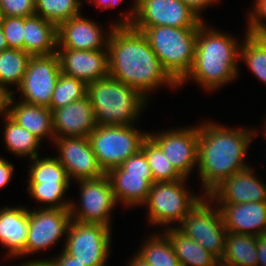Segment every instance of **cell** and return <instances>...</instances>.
<instances>
[{
  "mask_svg": "<svg viewBox=\"0 0 266 266\" xmlns=\"http://www.w3.org/2000/svg\"><path fill=\"white\" fill-rule=\"evenodd\" d=\"M109 76L137 89L145 98L163 84H178L161 67L147 38L130 25H116L108 38Z\"/></svg>",
  "mask_w": 266,
  "mask_h": 266,
  "instance_id": "6da1fadb",
  "label": "cell"
},
{
  "mask_svg": "<svg viewBox=\"0 0 266 266\" xmlns=\"http://www.w3.org/2000/svg\"><path fill=\"white\" fill-rule=\"evenodd\" d=\"M202 124H199L197 166L205 196L224 179L248 167L245 156L257 130L230 129L211 122Z\"/></svg>",
  "mask_w": 266,
  "mask_h": 266,
  "instance_id": "7a4b0ae2",
  "label": "cell"
},
{
  "mask_svg": "<svg viewBox=\"0 0 266 266\" xmlns=\"http://www.w3.org/2000/svg\"><path fill=\"white\" fill-rule=\"evenodd\" d=\"M239 57L240 44L231 35L209 28L203 22L198 28L193 66L178 87L194 79L205 90L219 89L239 75Z\"/></svg>",
  "mask_w": 266,
  "mask_h": 266,
  "instance_id": "3957f363",
  "label": "cell"
},
{
  "mask_svg": "<svg viewBox=\"0 0 266 266\" xmlns=\"http://www.w3.org/2000/svg\"><path fill=\"white\" fill-rule=\"evenodd\" d=\"M97 125H132L140 116L147 98L137 89L108 76L87 84Z\"/></svg>",
  "mask_w": 266,
  "mask_h": 266,
  "instance_id": "277c9868",
  "label": "cell"
},
{
  "mask_svg": "<svg viewBox=\"0 0 266 266\" xmlns=\"http://www.w3.org/2000/svg\"><path fill=\"white\" fill-rule=\"evenodd\" d=\"M132 28L142 32L159 59L161 67L179 84L193 66L198 28L170 26Z\"/></svg>",
  "mask_w": 266,
  "mask_h": 266,
  "instance_id": "5b68a950",
  "label": "cell"
},
{
  "mask_svg": "<svg viewBox=\"0 0 266 266\" xmlns=\"http://www.w3.org/2000/svg\"><path fill=\"white\" fill-rule=\"evenodd\" d=\"M147 136V132L135 129L133 124L97 125L88 138L100 167L107 173L136 154Z\"/></svg>",
  "mask_w": 266,
  "mask_h": 266,
  "instance_id": "8992f818",
  "label": "cell"
},
{
  "mask_svg": "<svg viewBox=\"0 0 266 266\" xmlns=\"http://www.w3.org/2000/svg\"><path fill=\"white\" fill-rule=\"evenodd\" d=\"M187 178L174 182H155L152 184L147 200L149 222L154 225L179 224L203 195L197 196L184 187ZM186 188V189H185Z\"/></svg>",
  "mask_w": 266,
  "mask_h": 266,
  "instance_id": "52a82bcc",
  "label": "cell"
},
{
  "mask_svg": "<svg viewBox=\"0 0 266 266\" xmlns=\"http://www.w3.org/2000/svg\"><path fill=\"white\" fill-rule=\"evenodd\" d=\"M211 202L212 200L205 195V198L203 197L196 203L176 227L218 260H221L224 254L227 230L223 224L219 207L216 206V208Z\"/></svg>",
  "mask_w": 266,
  "mask_h": 266,
  "instance_id": "ba28073f",
  "label": "cell"
},
{
  "mask_svg": "<svg viewBox=\"0 0 266 266\" xmlns=\"http://www.w3.org/2000/svg\"><path fill=\"white\" fill-rule=\"evenodd\" d=\"M31 162L27 180L30 196L38 203H46L45 208L69 209L71 200L68 202L63 198L71 183L59 160L36 156Z\"/></svg>",
  "mask_w": 266,
  "mask_h": 266,
  "instance_id": "9c48e42d",
  "label": "cell"
},
{
  "mask_svg": "<svg viewBox=\"0 0 266 266\" xmlns=\"http://www.w3.org/2000/svg\"><path fill=\"white\" fill-rule=\"evenodd\" d=\"M111 230L103 224L71 220L63 250L85 266H106Z\"/></svg>",
  "mask_w": 266,
  "mask_h": 266,
  "instance_id": "30bf717a",
  "label": "cell"
},
{
  "mask_svg": "<svg viewBox=\"0 0 266 266\" xmlns=\"http://www.w3.org/2000/svg\"><path fill=\"white\" fill-rule=\"evenodd\" d=\"M81 205L71 201L69 211L72 220L103 224L111 228L110 216L117 205L111 182L105 174L98 179L78 180Z\"/></svg>",
  "mask_w": 266,
  "mask_h": 266,
  "instance_id": "8fae6325",
  "label": "cell"
},
{
  "mask_svg": "<svg viewBox=\"0 0 266 266\" xmlns=\"http://www.w3.org/2000/svg\"><path fill=\"white\" fill-rule=\"evenodd\" d=\"M201 19L181 0H137L131 27L199 28Z\"/></svg>",
  "mask_w": 266,
  "mask_h": 266,
  "instance_id": "7c38bea8",
  "label": "cell"
},
{
  "mask_svg": "<svg viewBox=\"0 0 266 266\" xmlns=\"http://www.w3.org/2000/svg\"><path fill=\"white\" fill-rule=\"evenodd\" d=\"M61 74L57 54L31 56L22 83L17 88L28 104L49 107Z\"/></svg>",
  "mask_w": 266,
  "mask_h": 266,
  "instance_id": "4fadbf2b",
  "label": "cell"
},
{
  "mask_svg": "<svg viewBox=\"0 0 266 266\" xmlns=\"http://www.w3.org/2000/svg\"><path fill=\"white\" fill-rule=\"evenodd\" d=\"M148 136L161 148L175 169L184 178H188L194 167H197L199 125L148 133Z\"/></svg>",
  "mask_w": 266,
  "mask_h": 266,
  "instance_id": "5bb4252c",
  "label": "cell"
},
{
  "mask_svg": "<svg viewBox=\"0 0 266 266\" xmlns=\"http://www.w3.org/2000/svg\"><path fill=\"white\" fill-rule=\"evenodd\" d=\"M71 220L69 209L41 207L38 210H29L25 256L54 245L67 234Z\"/></svg>",
  "mask_w": 266,
  "mask_h": 266,
  "instance_id": "9a60e30c",
  "label": "cell"
},
{
  "mask_svg": "<svg viewBox=\"0 0 266 266\" xmlns=\"http://www.w3.org/2000/svg\"><path fill=\"white\" fill-rule=\"evenodd\" d=\"M58 157L65 168L69 180L98 179L106 173L100 167L88 137L55 138Z\"/></svg>",
  "mask_w": 266,
  "mask_h": 266,
  "instance_id": "2e32d148",
  "label": "cell"
},
{
  "mask_svg": "<svg viewBox=\"0 0 266 266\" xmlns=\"http://www.w3.org/2000/svg\"><path fill=\"white\" fill-rule=\"evenodd\" d=\"M115 26L114 23L108 33L103 32L100 25L80 14L57 26V48L107 50L108 38Z\"/></svg>",
  "mask_w": 266,
  "mask_h": 266,
  "instance_id": "e0dca14e",
  "label": "cell"
},
{
  "mask_svg": "<svg viewBox=\"0 0 266 266\" xmlns=\"http://www.w3.org/2000/svg\"><path fill=\"white\" fill-rule=\"evenodd\" d=\"M254 174L248 166L224 179L207 196L216 204L266 202V184Z\"/></svg>",
  "mask_w": 266,
  "mask_h": 266,
  "instance_id": "ac0fdd59",
  "label": "cell"
},
{
  "mask_svg": "<svg viewBox=\"0 0 266 266\" xmlns=\"http://www.w3.org/2000/svg\"><path fill=\"white\" fill-rule=\"evenodd\" d=\"M61 73L86 84L109 76L108 50H72L57 48Z\"/></svg>",
  "mask_w": 266,
  "mask_h": 266,
  "instance_id": "d6986e66",
  "label": "cell"
},
{
  "mask_svg": "<svg viewBox=\"0 0 266 266\" xmlns=\"http://www.w3.org/2000/svg\"><path fill=\"white\" fill-rule=\"evenodd\" d=\"M51 112L55 138L88 137L97 126L88 96Z\"/></svg>",
  "mask_w": 266,
  "mask_h": 266,
  "instance_id": "ffe728a7",
  "label": "cell"
},
{
  "mask_svg": "<svg viewBox=\"0 0 266 266\" xmlns=\"http://www.w3.org/2000/svg\"><path fill=\"white\" fill-rule=\"evenodd\" d=\"M227 232L266 235V202L217 204Z\"/></svg>",
  "mask_w": 266,
  "mask_h": 266,
  "instance_id": "44dd1931",
  "label": "cell"
},
{
  "mask_svg": "<svg viewBox=\"0 0 266 266\" xmlns=\"http://www.w3.org/2000/svg\"><path fill=\"white\" fill-rule=\"evenodd\" d=\"M29 226V209L21 206L0 209V243L8 256L24 257Z\"/></svg>",
  "mask_w": 266,
  "mask_h": 266,
  "instance_id": "7402d4cb",
  "label": "cell"
},
{
  "mask_svg": "<svg viewBox=\"0 0 266 266\" xmlns=\"http://www.w3.org/2000/svg\"><path fill=\"white\" fill-rule=\"evenodd\" d=\"M108 176L116 202L126 207L143 205L154 183L153 175H136L123 171L119 166L110 169Z\"/></svg>",
  "mask_w": 266,
  "mask_h": 266,
  "instance_id": "603a6c76",
  "label": "cell"
},
{
  "mask_svg": "<svg viewBox=\"0 0 266 266\" xmlns=\"http://www.w3.org/2000/svg\"><path fill=\"white\" fill-rule=\"evenodd\" d=\"M15 94L10 99L8 115L19 125L30 133L37 136L41 141L43 138L55 139L52 127V112L49 107L28 104L16 101ZM13 104V105H11Z\"/></svg>",
  "mask_w": 266,
  "mask_h": 266,
  "instance_id": "cb8c5ba5",
  "label": "cell"
},
{
  "mask_svg": "<svg viewBox=\"0 0 266 266\" xmlns=\"http://www.w3.org/2000/svg\"><path fill=\"white\" fill-rule=\"evenodd\" d=\"M23 50L31 56L55 54L57 26L38 15L24 17Z\"/></svg>",
  "mask_w": 266,
  "mask_h": 266,
  "instance_id": "d4e9b609",
  "label": "cell"
},
{
  "mask_svg": "<svg viewBox=\"0 0 266 266\" xmlns=\"http://www.w3.org/2000/svg\"><path fill=\"white\" fill-rule=\"evenodd\" d=\"M167 226L164 234L169 239L181 266H214L218 259L176 226Z\"/></svg>",
  "mask_w": 266,
  "mask_h": 266,
  "instance_id": "484cf974",
  "label": "cell"
},
{
  "mask_svg": "<svg viewBox=\"0 0 266 266\" xmlns=\"http://www.w3.org/2000/svg\"><path fill=\"white\" fill-rule=\"evenodd\" d=\"M221 261L234 266H258L257 236L227 232Z\"/></svg>",
  "mask_w": 266,
  "mask_h": 266,
  "instance_id": "4316f807",
  "label": "cell"
},
{
  "mask_svg": "<svg viewBox=\"0 0 266 266\" xmlns=\"http://www.w3.org/2000/svg\"><path fill=\"white\" fill-rule=\"evenodd\" d=\"M3 117H5L4 119L6 122L3 131L6 148L14 155L20 157L27 156L30 157V159H33L36 156H39L37 151L41 140L19 125L8 114Z\"/></svg>",
  "mask_w": 266,
  "mask_h": 266,
  "instance_id": "83f0119b",
  "label": "cell"
},
{
  "mask_svg": "<svg viewBox=\"0 0 266 266\" xmlns=\"http://www.w3.org/2000/svg\"><path fill=\"white\" fill-rule=\"evenodd\" d=\"M31 55L20 49H6L0 52V84L17 88L22 83Z\"/></svg>",
  "mask_w": 266,
  "mask_h": 266,
  "instance_id": "f1b7e54d",
  "label": "cell"
},
{
  "mask_svg": "<svg viewBox=\"0 0 266 266\" xmlns=\"http://www.w3.org/2000/svg\"><path fill=\"white\" fill-rule=\"evenodd\" d=\"M137 254L150 266H181L169 239L164 233L162 235H150V238H147L145 243L141 245Z\"/></svg>",
  "mask_w": 266,
  "mask_h": 266,
  "instance_id": "f546056e",
  "label": "cell"
},
{
  "mask_svg": "<svg viewBox=\"0 0 266 266\" xmlns=\"http://www.w3.org/2000/svg\"><path fill=\"white\" fill-rule=\"evenodd\" d=\"M147 159L155 182H174L184 177L175 169L161 148L147 136L140 149Z\"/></svg>",
  "mask_w": 266,
  "mask_h": 266,
  "instance_id": "4dcf8cb0",
  "label": "cell"
},
{
  "mask_svg": "<svg viewBox=\"0 0 266 266\" xmlns=\"http://www.w3.org/2000/svg\"><path fill=\"white\" fill-rule=\"evenodd\" d=\"M80 6V0H35V15L58 26L61 22L80 15Z\"/></svg>",
  "mask_w": 266,
  "mask_h": 266,
  "instance_id": "1f68e13d",
  "label": "cell"
},
{
  "mask_svg": "<svg viewBox=\"0 0 266 266\" xmlns=\"http://www.w3.org/2000/svg\"><path fill=\"white\" fill-rule=\"evenodd\" d=\"M245 41L240 43L242 58L254 75L266 84V38H258L246 33Z\"/></svg>",
  "mask_w": 266,
  "mask_h": 266,
  "instance_id": "d6a6232c",
  "label": "cell"
},
{
  "mask_svg": "<svg viewBox=\"0 0 266 266\" xmlns=\"http://www.w3.org/2000/svg\"><path fill=\"white\" fill-rule=\"evenodd\" d=\"M87 96V84L75 77L60 74L52 94L50 110H56Z\"/></svg>",
  "mask_w": 266,
  "mask_h": 266,
  "instance_id": "836d02e7",
  "label": "cell"
},
{
  "mask_svg": "<svg viewBox=\"0 0 266 266\" xmlns=\"http://www.w3.org/2000/svg\"><path fill=\"white\" fill-rule=\"evenodd\" d=\"M1 28L8 48L23 50L24 17H4Z\"/></svg>",
  "mask_w": 266,
  "mask_h": 266,
  "instance_id": "e575fe53",
  "label": "cell"
},
{
  "mask_svg": "<svg viewBox=\"0 0 266 266\" xmlns=\"http://www.w3.org/2000/svg\"><path fill=\"white\" fill-rule=\"evenodd\" d=\"M250 11L246 33L258 38H266V23L264 21L266 20V0H256L254 9Z\"/></svg>",
  "mask_w": 266,
  "mask_h": 266,
  "instance_id": "d590c367",
  "label": "cell"
},
{
  "mask_svg": "<svg viewBox=\"0 0 266 266\" xmlns=\"http://www.w3.org/2000/svg\"><path fill=\"white\" fill-rule=\"evenodd\" d=\"M5 17H30L35 15V0H0Z\"/></svg>",
  "mask_w": 266,
  "mask_h": 266,
  "instance_id": "8d00e7d4",
  "label": "cell"
},
{
  "mask_svg": "<svg viewBox=\"0 0 266 266\" xmlns=\"http://www.w3.org/2000/svg\"><path fill=\"white\" fill-rule=\"evenodd\" d=\"M119 167L129 174L153 175L145 154L141 150H139L136 154L131 155Z\"/></svg>",
  "mask_w": 266,
  "mask_h": 266,
  "instance_id": "74e56055",
  "label": "cell"
},
{
  "mask_svg": "<svg viewBox=\"0 0 266 266\" xmlns=\"http://www.w3.org/2000/svg\"><path fill=\"white\" fill-rule=\"evenodd\" d=\"M13 170V164L0 157V188L6 186L9 183L14 172Z\"/></svg>",
  "mask_w": 266,
  "mask_h": 266,
  "instance_id": "f35d334b",
  "label": "cell"
},
{
  "mask_svg": "<svg viewBox=\"0 0 266 266\" xmlns=\"http://www.w3.org/2000/svg\"><path fill=\"white\" fill-rule=\"evenodd\" d=\"M187 7H189L199 19L203 21L200 16L201 10L208 8V6L214 4L217 0H181Z\"/></svg>",
  "mask_w": 266,
  "mask_h": 266,
  "instance_id": "ab89813d",
  "label": "cell"
},
{
  "mask_svg": "<svg viewBox=\"0 0 266 266\" xmlns=\"http://www.w3.org/2000/svg\"><path fill=\"white\" fill-rule=\"evenodd\" d=\"M61 252L58 257L50 259L53 266H85L77 261V259L68 255L63 249Z\"/></svg>",
  "mask_w": 266,
  "mask_h": 266,
  "instance_id": "60d3db41",
  "label": "cell"
},
{
  "mask_svg": "<svg viewBox=\"0 0 266 266\" xmlns=\"http://www.w3.org/2000/svg\"><path fill=\"white\" fill-rule=\"evenodd\" d=\"M14 94V90H9L0 84V115H7L9 112L10 99Z\"/></svg>",
  "mask_w": 266,
  "mask_h": 266,
  "instance_id": "b9f144b4",
  "label": "cell"
},
{
  "mask_svg": "<svg viewBox=\"0 0 266 266\" xmlns=\"http://www.w3.org/2000/svg\"><path fill=\"white\" fill-rule=\"evenodd\" d=\"M258 266H266V235L257 237Z\"/></svg>",
  "mask_w": 266,
  "mask_h": 266,
  "instance_id": "7bdbcfd3",
  "label": "cell"
},
{
  "mask_svg": "<svg viewBox=\"0 0 266 266\" xmlns=\"http://www.w3.org/2000/svg\"><path fill=\"white\" fill-rule=\"evenodd\" d=\"M90 1L93 4H96L97 7L108 9V8H115L118 4L114 0H85Z\"/></svg>",
  "mask_w": 266,
  "mask_h": 266,
  "instance_id": "ee69618b",
  "label": "cell"
},
{
  "mask_svg": "<svg viewBox=\"0 0 266 266\" xmlns=\"http://www.w3.org/2000/svg\"><path fill=\"white\" fill-rule=\"evenodd\" d=\"M136 5H137V0L134 1V6L132 7L131 12H129V14L124 13L123 18L121 19V21L118 20V22H116V25H129L130 21H131V17L134 15L135 13V9H136Z\"/></svg>",
  "mask_w": 266,
  "mask_h": 266,
  "instance_id": "f6af8a7d",
  "label": "cell"
},
{
  "mask_svg": "<svg viewBox=\"0 0 266 266\" xmlns=\"http://www.w3.org/2000/svg\"><path fill=\"white\" fill-rule=\"evenodd\" d=\"M20 266V265H18ZM21 266H53L51 260L48 259H39L34 261H28L21 264Z\"/></svg>",
  "mask_w": 266,
  "mask_h": 266,
  "instance_id": "bcb514c9",
  "label": "cell"
},
{
  "mask_svg": "<svg viewBox=\"0 0 266 266\" xmlns=\"http://www.w3.org/2000/svg\"><path fill=\"white\" fill-rule=\"evenodd\" d=\"M129 266H150L145 260H143L138 254L135 253L131 261L129 260Z\"/></svg>",
  "mask_w": 266,
  "mask_h": 266,
  "instance_id": "7dc6e473",
  "label": "cell"
},
{
  "mask_svg": "<svg viewBox=\"0 0 266 266\" xmlns=\"http://www.w3.org/2000/svg\"><path fill=\"white\" fill-rule=\"evenodd\" d=\"M9 49L8 48V44L6 42V38L4 36L3 30L0 26V52H2L3 50Z\"/></svg>",
  "mask_w": 266,
  "mask_h": 266,
  "instance_id": "c3c4849f",
  "label": "cell"
},
{
  "mask_svg": "<svg viewBox=\"0 0 266 266\" xmlns=\"http://www.w3.org/2000/svg\"><path fill=\"white\" fill-rule=\"evenodd\" d=\"M214 266H234V265H230V264H227L221 260H218Z\"/></svg>",
  "mask_w": 266,
  "mask_h": 266,
  "instance_id": "681fc988",
  "label": "cell"
},
{
  "mask_svg": "<svg viewBox=\"0 0 266 266\" xmlns=\"http://www.w3.org/2000/svg\"><path fill=\"white\" fill-rule=\"evenodd\" d=\"M4 17H5V16H4L2 10L0 9V26H1L2 23H3Z\"/></svg>",
  "mask_w": 266,
  "mask_h": 266,
  "instance_id": "f907efd6",
  "label": "cell"
},
{
  "mask_svg": "<svg viewBox=\"0 0 266 266\" xmlns=\"http://www.w3.org/2000/svg\"><path fill=\"white\" fill-rule=\"evenodd\" d=\"M265 125H264V130H265V133H263V134H265V136H266V120H265V123H264Z\"/></svg>",
  "mask_w": 266,
  "mask_h": 266,
  "instance_id": "816d5d0a",
  "label": "cell"
},
{
  "mask_svg": "<svg viewBox=\"0 0 266 266\" xmlns=\"http://www.w3.org/2000/svg\"><path fill=\"white\" fill-rule=\"evenodd\" d=\"M118 5L121 3V0H114Z\"/></svg>",
  "mask_w": 266,
  "mask_h": 266,
  "instance_id": "f5cc1de1",
  "label": "cell"
}]
</instances>
